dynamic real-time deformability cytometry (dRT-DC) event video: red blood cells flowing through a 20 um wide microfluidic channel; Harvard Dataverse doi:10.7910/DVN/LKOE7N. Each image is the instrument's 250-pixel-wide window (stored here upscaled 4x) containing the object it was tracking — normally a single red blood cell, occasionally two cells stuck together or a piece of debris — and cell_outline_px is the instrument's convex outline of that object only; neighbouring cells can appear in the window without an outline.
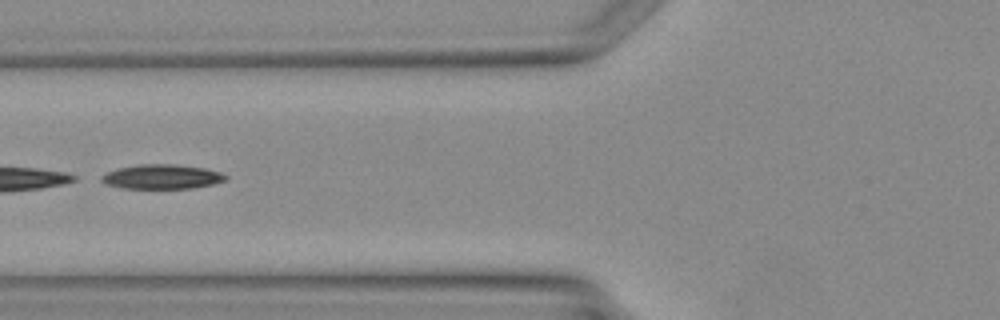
{"species": "Egyptian fruit bat (a non-hibernating species)", "species_latin": "Rousettus aegyptiacus", "temperature_condition": "warm", "stored_images_in_passage": 6, "segment_of_instrument_passage": [2, 2], "camera_frame_rate_fps": 3000, "um_per_image_px": 0.085, "animal": {"sex": "female"}, "frame": {"image": 1, "passage_image": 6, "time_ms": 6.0, "image_size_px": [1000, 320], "cell_outline_px": [[228, 180], [212, 184], [192, 188], [120, 188], [104, 184], [100, 180], [100, 176], [116, 168], [136, 164], [176, 164], [204, 168], [224, 172], [228, 176]], "centroid_in_image_um": [13.76, 15.01], "position_along_channel_um": 112.0, "area_um2": 18.03}}